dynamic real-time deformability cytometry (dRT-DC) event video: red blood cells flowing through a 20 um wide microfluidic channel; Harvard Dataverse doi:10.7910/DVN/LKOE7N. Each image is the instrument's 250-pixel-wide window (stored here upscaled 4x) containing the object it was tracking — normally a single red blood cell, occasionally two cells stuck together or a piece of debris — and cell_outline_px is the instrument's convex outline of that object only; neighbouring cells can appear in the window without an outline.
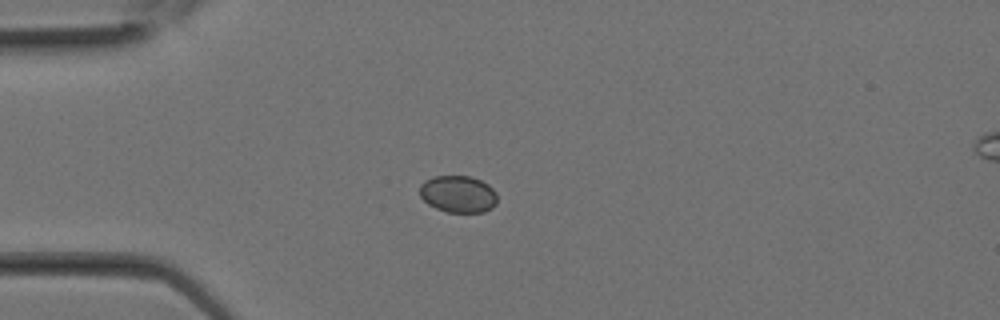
{"species": "Egyptian fruit bat (a non-hibernating species)", "species_latin": "Rousettus aegyptiacus", "temperature_condition": "room temperature", "stored_images_in_passage": 4, "camera_frame_rate_fps": 3000, "um_per_image_px": 0.085, "animal": {"sex": "female"}, "frame": {"image": 1, "passage_image": 1, "time_ms": 0.0, "image_size_px": [1000, 320], "cell_outline_px": [[496, 204], [492, 208], [484, 212], [448, 212], [436, 208], [428, 204], [420, 196], [420, 184], [424, 180], [436, 176], [468, 176], [480, 180], [488, 184], [496, 192]], "centroid_in_image_um": [38.94, 16.49], "position_along_channel_um": 46.1, "area_um2": 16.7}}
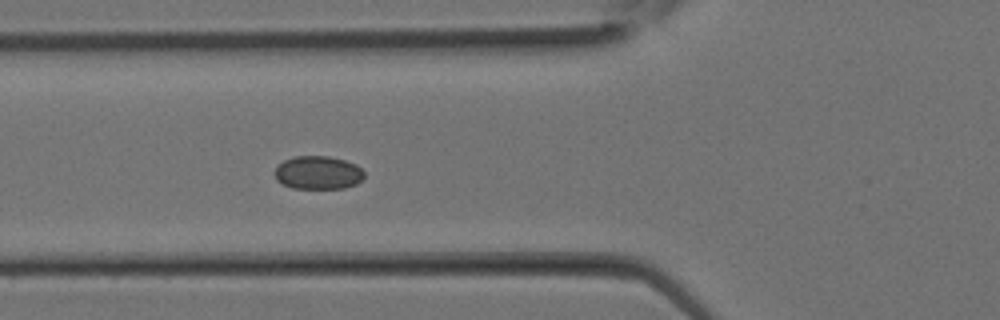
{"frame": {"image": 2, "passage_image": 4, "time_ms": 1.0, "image_size_px": [1000, 320], "cell_outline_px": [[364, 176], [356, 184], [344, 188], [292, 188], [276, 180], [272, 172], [276, 164], [284, 160], [296, 156], [328, 156], [344, 160], [356, 164], [364, 172]], "centroid_in_image_um": [26.98, 14.67], "position_along_channel_um": 98.8, "area_um2": 17.51}}